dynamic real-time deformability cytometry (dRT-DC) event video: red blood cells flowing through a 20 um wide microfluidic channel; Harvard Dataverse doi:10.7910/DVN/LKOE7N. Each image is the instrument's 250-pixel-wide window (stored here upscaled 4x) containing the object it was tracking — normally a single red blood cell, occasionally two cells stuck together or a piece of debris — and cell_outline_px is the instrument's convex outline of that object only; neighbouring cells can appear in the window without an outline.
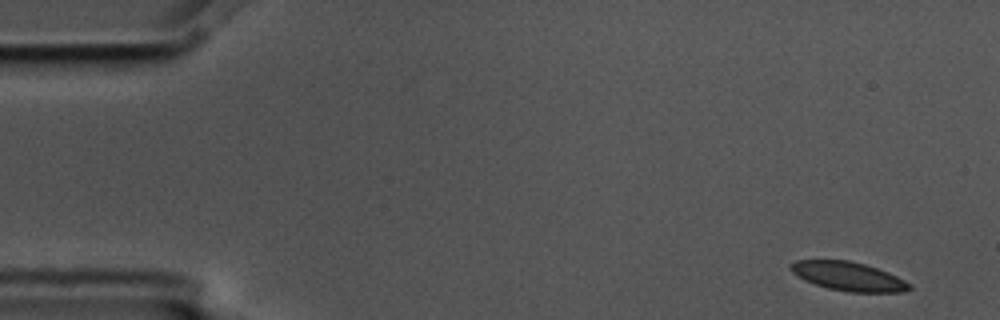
{"species": "common noctule bat (a hibernating species)", "species_latin": "Nyctalus noctula", "temperature_condition": "cold", "stored_images_in_passage": 6, "camera_frame_rate_fps": 3000, "um_per_image_px": 0.085, "animal": {"sex": "male", "body_mass_g": 17.5, "forearm_length_mm": 52.3}, "frame": {"image": 1, "passage_image": 1, "time_ms": 0.0, "image_size_px": [1000, 320], "cell_outline_px": [[912, 288], [904, 292], [848, 292], [828, 288], [804, 280], [792, 272], [788, 268], [788, 264], [796, 260], [848, 260], [864, 264], [888, 272], [912, 284]], "centroid_in_image_um": [72.1, 23.49], "position_along_channel_um": 12.9, "area_um2": 20.0}}
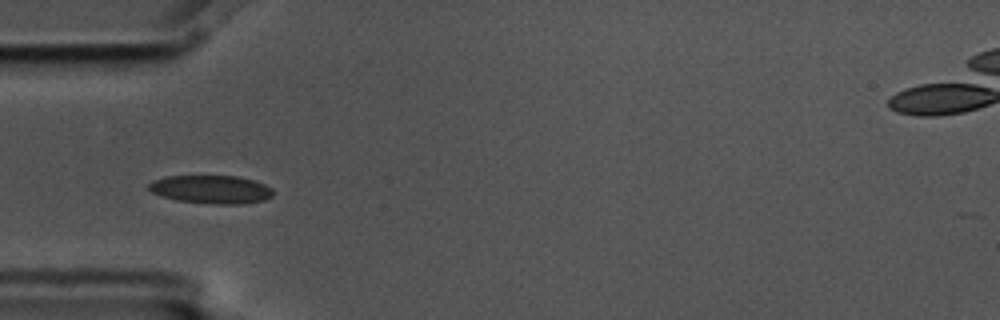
{"frame": {"image": 2, "passage_image": 5, "time_ms": 1.333, "image_size_px": [1000, 320], "cell_outline_px": [[272, 196], [264, 200], [244, 204], [212, 204], [176, 200], [160, 196], [152, 192], [148, 188], [148, 184], [152, 180], [164, 176], [236, 176], [256, 180], [272, 188]], "centroid_in_image_um": [17.93, 16.1], "position_along_channel_um": 67.1, "area_um2": 20.69}}